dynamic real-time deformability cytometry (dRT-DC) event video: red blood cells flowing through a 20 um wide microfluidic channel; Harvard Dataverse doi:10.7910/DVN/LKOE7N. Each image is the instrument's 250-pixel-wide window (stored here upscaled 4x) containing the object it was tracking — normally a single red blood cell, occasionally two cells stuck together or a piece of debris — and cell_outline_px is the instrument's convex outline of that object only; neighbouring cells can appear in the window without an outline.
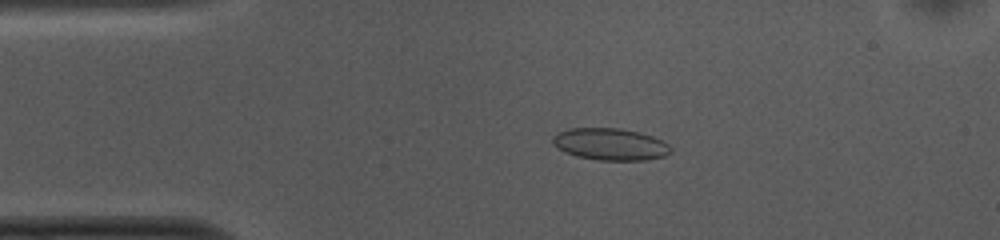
{"species": "common noctule bat (a hibernating species)", "species_latin": "Nyctalus noctula", "temperature_condition": "cold", "stored_images_in_passage": 52, "camera_frame_rate_fps": 3000, "um_per_image_px": 0.085, "animal": {"sex": "female", "body_mass_g": 10.0, "forearm_length_mm": 53.1}, "frame": {"image": 1, "passage_image": 10, "time_ms": 3.0, "image_size_px": [1000, 240], "cell_outline_px": [[672, 152], [664, 156], [648, 160], [596, 160], [576, 156], [564, 152], [552, 144], [552, 136], [556, 132], [568, 128], [620, 128], [640, 132], [664, 140], [672, 148]], "centroid_in_image_um": [51.87, 12.25], "position_along_channel_um": 33.1, "area_um2": 22.37}}
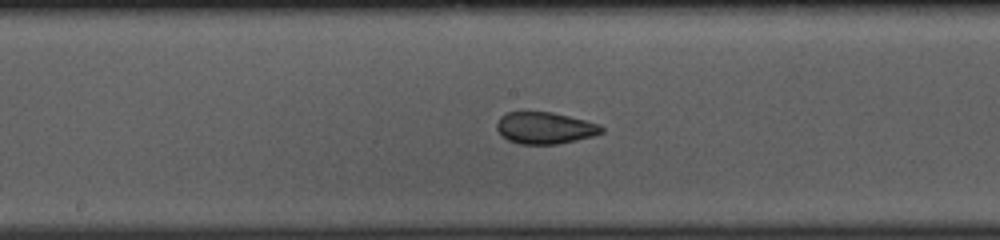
{"frame": {"image": 2, "passage_image": 26, "time_ms": 8.333, "image_size_px": [1000, 240], "cell_outline_px": [[604, 132], [592, 136], [576, 140], [556, 144], [520, 144], [508, 140], [500, 136], [496, 128], [496, 124], [500, 116], [508, 112], [524, 108], [552, 112], [600, 124], [604, 128]], "centroid_in_image_um": [46.24, 10.83], "position_along_channel_um": 202.0, "area_um2": 20.06}}
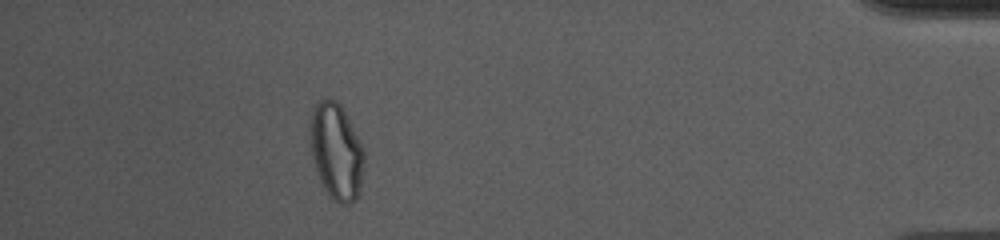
{"frame": {"image": 3, "passage_image": 47, "time_ms": 15.333, "image_size_px": [1000, 240], "cell_outline_px": [[364, 164], [360, 192], [356, 200], [348, 204], [340, 204], [324, 188], [320, 180], [316, 168], [308, 136], [308, 128], [312, 108], [320, 100], [328, 96], [336, 100], [340, 104], [360, 140], [364, 148]], "centroid_in_image_um": [28.58, 12.82], "position_along_channel_um": 406.6, "area_um2": 30.58}, "authors_computed_cell_mechanics": {"area_um2": 21.675, "velocity_mm_per_s": 3.7321, "shape_relaxation_time_tau1_ms": null, "shape_relaxation_time_tau2_ms": 1.3995, "deformation_change_tau1": null, "deformation_change_tau2": 0.0576}}